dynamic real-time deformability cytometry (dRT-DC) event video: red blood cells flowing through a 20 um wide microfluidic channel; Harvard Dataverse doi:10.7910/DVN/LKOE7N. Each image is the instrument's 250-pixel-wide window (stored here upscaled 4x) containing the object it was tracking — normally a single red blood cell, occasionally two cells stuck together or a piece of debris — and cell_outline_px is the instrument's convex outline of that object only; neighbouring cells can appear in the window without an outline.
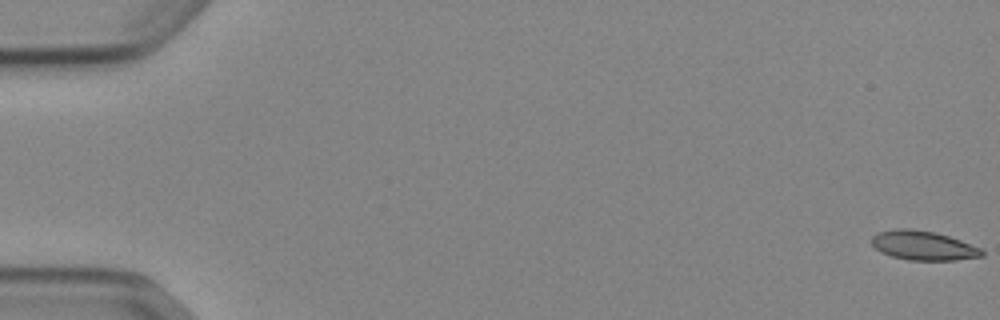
{"species": "Egyptian fruit bat (a non-hibernating species)", "species_latin": "Rousettus aegyptiacus", "temperature_condition": "cold", "stored_images_in_passage": 16, "camera_frame_rate_fps": 3000, "um_per_image_px": 0.085, "animal": {"sex": "female"}, "frame": {"image": 1, "passage_image": 1, "time_ms": 0.0, "image_size_px": [1000, 320], "cell_outline_px": [[984, 256], [956, 260], [908, 260], [892, 256], [880, 252], [872, 244], [872, 236], [876, 232], [896, 228], [912, 228], [936, 232], [960, 240], [980, 248], [984, 252]], "centroid_in_image_um": [78.45, 20.86], "position_along_channel_um": 6.5, "area_um2": 18.9}}
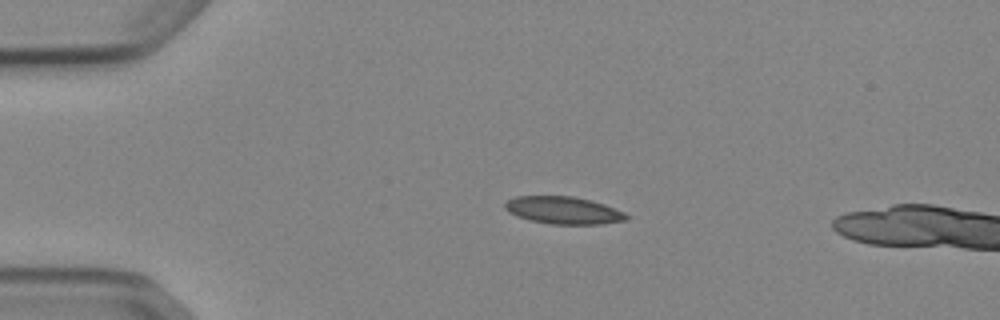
{"frame": {"image": 2, "passage_image": 13, "time_ms": 4.0, "image_size_px": [1000, 320], "cell_outline_px": [[628, 220], [600, 224], [548, 224], [528, 220], [516, 216], [508, 212], [504, 208], [504, 204], [508, 200], [516, 196], [572, 196], [592, 200], [604, 204], [624, 212], [628, 216]], "centroid_in_image_um": [47.87, 17.88], "position_along_channel_um": 37.1, "area_um2": 19.54}}